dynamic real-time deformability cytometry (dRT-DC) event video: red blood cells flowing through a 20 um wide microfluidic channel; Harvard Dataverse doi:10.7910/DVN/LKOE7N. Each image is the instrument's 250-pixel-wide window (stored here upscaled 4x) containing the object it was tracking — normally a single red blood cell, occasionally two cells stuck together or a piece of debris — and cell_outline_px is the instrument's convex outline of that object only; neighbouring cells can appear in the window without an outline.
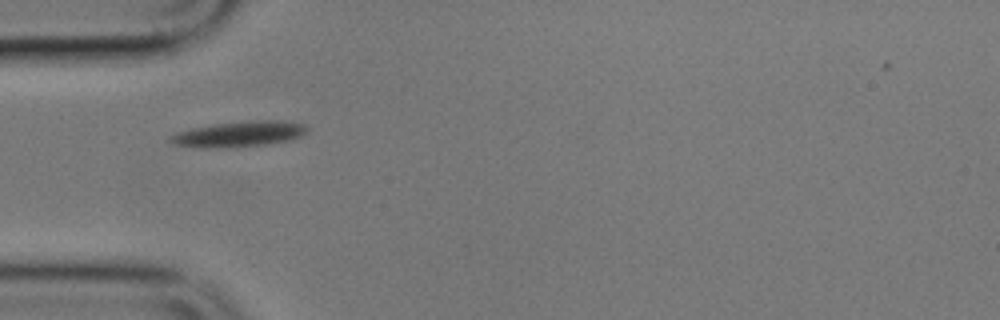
{"species": "common noctule bat (a hibernating species)", "species_latin": "Nyctalus noctula", "temperature_condition": "cold", "stored_images_in_passage": 2, "camera_frame_rate_fps": 3000, "um_per_image_px": 0.085, "animal": {"sex": "male", "body_mass_g": 17.9}, "frame": {"image": 1, "passage_image": 1, "time_ms": 0.0, "image_size_px": [1000, 320], "cell_outline_px": [[308, 132], [300, 136], [288, 140], [268, 144], [224, 148], [204, 148], [176, 144], [168, 140], [168, 136], [176, 132], [192, 128], [212, 124], [252, 120], [276, 120], [304, 124], [308, 128]], "centroid_in_image_um": [20.3, 11.39], "position_along_channel_um": 64.7, "area_um2": 20.4}}
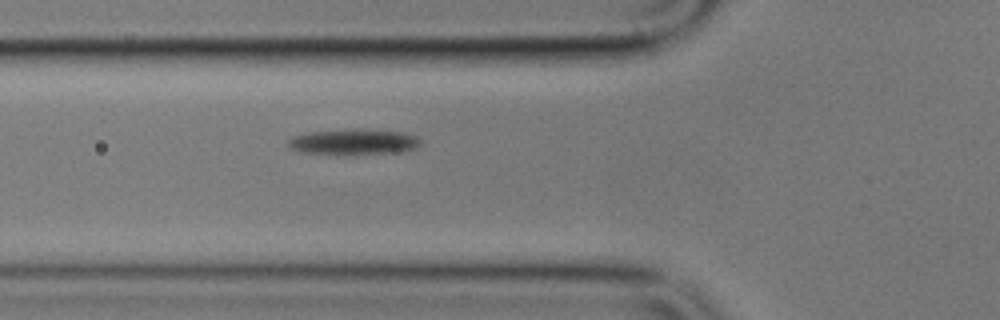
{"frame": {"image": 2, "passage_image": 2, "time_ms": 1.0, "image_size_px": [1000, 320], "cell_outline_px": [[420, 144], [416, 148], [400, 152], [304, 152], [292, 148], [288, 144], [288, 140], [292, 136], [308, 132], [360, 128], [404, 132], [416, 136], [420, 140]], "centroid_in_image_um": [30.11, 12.0], "position_along_channel_um": 95.7, "area_um2": 18.96}}